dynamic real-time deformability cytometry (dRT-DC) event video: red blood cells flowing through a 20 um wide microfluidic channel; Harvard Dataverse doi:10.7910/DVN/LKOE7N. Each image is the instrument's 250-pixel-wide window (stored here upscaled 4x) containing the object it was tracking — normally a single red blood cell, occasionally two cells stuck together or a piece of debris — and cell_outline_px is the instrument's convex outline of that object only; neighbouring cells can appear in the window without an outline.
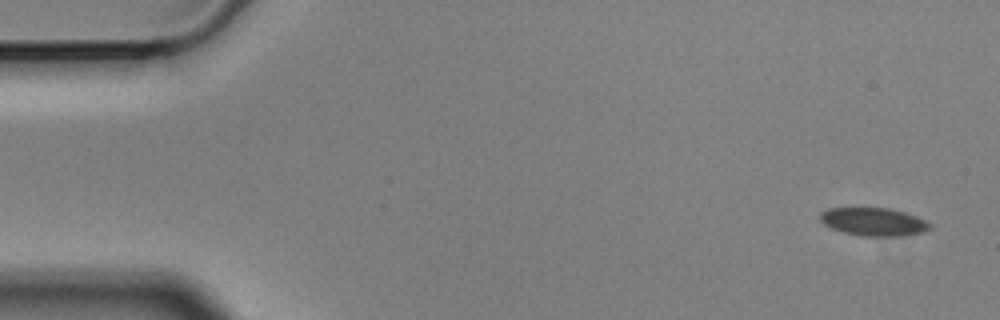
{"species": "Egyptian fruit bat (a non-hibernating species)", "species_latin": "Rousettus aegyptiacus", "temperature_condition": "cold", "stored_images_in_passage": 4, "camera_frame_rate_fps": 3000, "um_per_image_px": 0.085, "animal": {"sex": "male"}, "frame": {"image": 1, "passage_image": 1, "time_ms": 0.0, "image_size_px": [1000, 320], "cell_outline_px": [[932, 228], [924, 232], [892, 236], [860, 236], [844, 232], [832, 228], [824, 224], [820, 220], [820, 212], [828, 208], [888, 208], [904, 212], [916, 216], [932, 224]], "centroid_in_image_um": [74.25, 18.84], "position_along_channel_um": 10.8, "area_um2": 17.86}}